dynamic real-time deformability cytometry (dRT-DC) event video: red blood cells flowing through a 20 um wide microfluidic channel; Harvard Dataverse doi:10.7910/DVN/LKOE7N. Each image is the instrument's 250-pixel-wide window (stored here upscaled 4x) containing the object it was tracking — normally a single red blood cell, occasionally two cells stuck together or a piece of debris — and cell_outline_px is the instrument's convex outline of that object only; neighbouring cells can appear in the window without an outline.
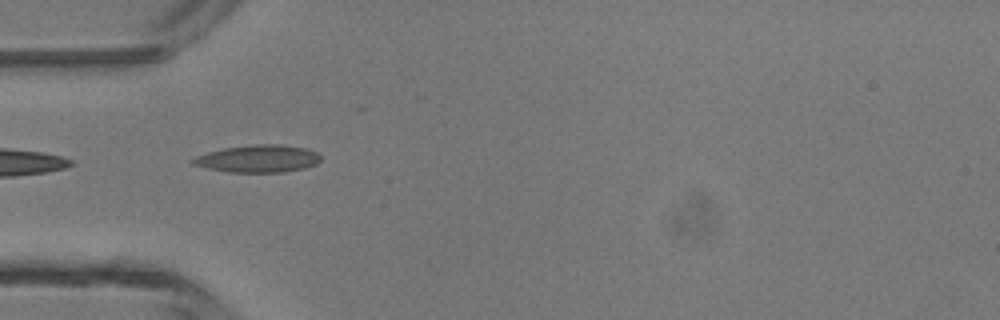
{"species": "common noctule bat (a hibernating species)", "species_latin": "Nyctalus noctula", "temperature_condition": "room temperature", "stored_images_in_passage": 30, "camera_frame_rate_fps": 3000, "um_per_image_px": 0.085, "animal": {"sex": "male", "body_mass_g": 13.3}, "frame": {"image": 1, "passage_image": 1, "time_ms": 0.0, "image_size_px": [1000, 320], "cell_outline_px": [[320, 160], [316, 164], [304, 168], [284, 172], [228, 172], [208, 168], [192, 164], [188, 160], [196, 156], [208, 152], [224, 148], [252, 144], [280, 144], [308, 148], [316, 152], [320, 156]], "centroid_in_image_um": [21.93, 13.48], "position_along_channel_um": 63.1, "area_um2": 20.52}}
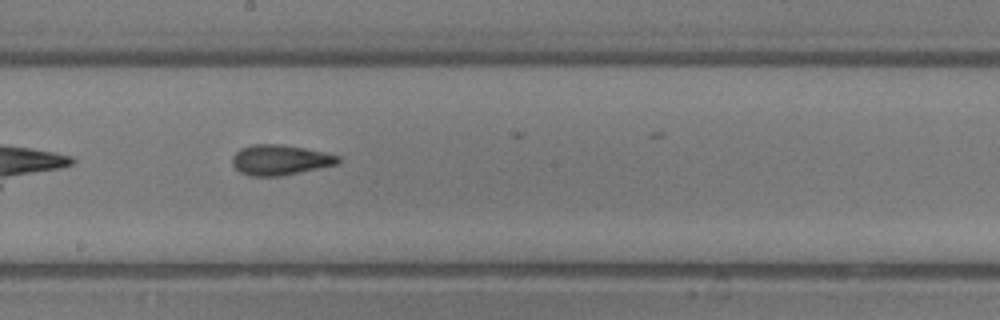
{"frame": {"image": 2, "passage_image": 12, "time_ms": 3.667, "image_size_px": [1000, 320], "cell_outline_px": [[340, 164], [280, 176], [248, 176], [240, 172], [232, 164], [232, 156], [240, 148], [252, 144], [284, 144], [324, 152], [340, 156]], "centroid_in_image_um": [23.81, 13.59], "position_along_channel_um": 224.4, "area_um2": 18.84}}
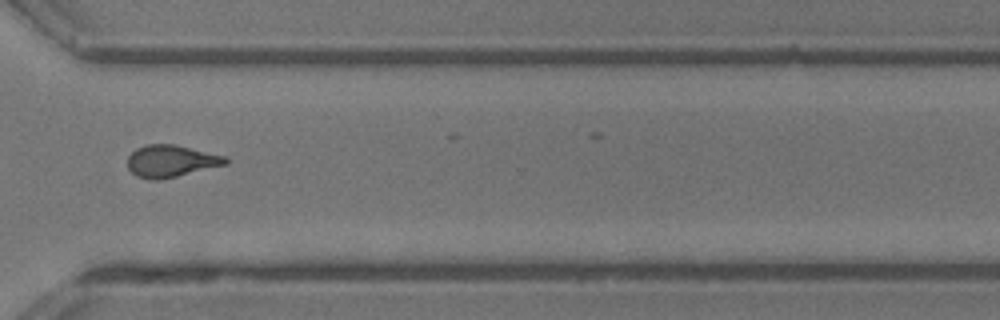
{"frame": {"image": 3, "passage_image": 21, "time_ms": 6.667, "image_size_px": [1000, 320], "cell_outline_px": [[228, 164], [160, 180], [152, 180], [136, 176], [128, 168], [128, 156], [136, 148], [148, 144], [176, 144], [228, 156]], "centroid_in_image_um": [14.57, 13.68], "position_along_channel_um": 356.0, "area_um2": 18.5}, "authors_computed_cell_mechanics": {"area_um2": 18.5827, "velocity_mm_per_s": 4.41, "shape_relaxation_time_tau1_ms": 8.0166, "shape_relaxation_time_tau2_ms": 2.6013, "deformation_change_tau1": 0.2049, "deformation_change_tau2": 0.1092}}